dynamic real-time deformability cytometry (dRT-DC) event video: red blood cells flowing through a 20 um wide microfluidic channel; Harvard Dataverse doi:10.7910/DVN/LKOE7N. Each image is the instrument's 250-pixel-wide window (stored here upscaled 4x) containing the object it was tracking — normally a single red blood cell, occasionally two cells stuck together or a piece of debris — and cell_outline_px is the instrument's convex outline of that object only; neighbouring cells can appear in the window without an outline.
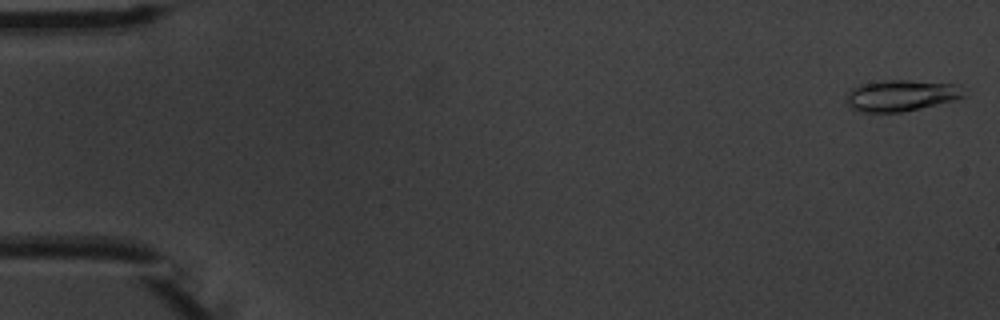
{"species": "common noctule bat (a hibernating species)", "species_latin": "Nyctalus noctula", "temperature_condition": "warm", "stored_images_in_passage": 5, "camera_frame_rate_fps": 3000, "um_per_image_px": 0.085, "animal": {"sex": "male", "body_mass_g": 20.1, "forearm_length_mm": 53.5}, "frame": {"image": 1, "passage_image": 1, "time_ms": 0.0, "image_size_px": [1000, 320], "cell_outline_px": [[964, 96], [956, 100], [920, 108], [900, 112], [860, 112], [852, 108], [848, 104], [848, 92], [852, 88], [860, 84], [884, 80], [908, 80], [960, 84]], "centroid_in_image_um": [76.61, 8.11], "position_along_channel_um": 8.4, "area_um2": 21.33}}
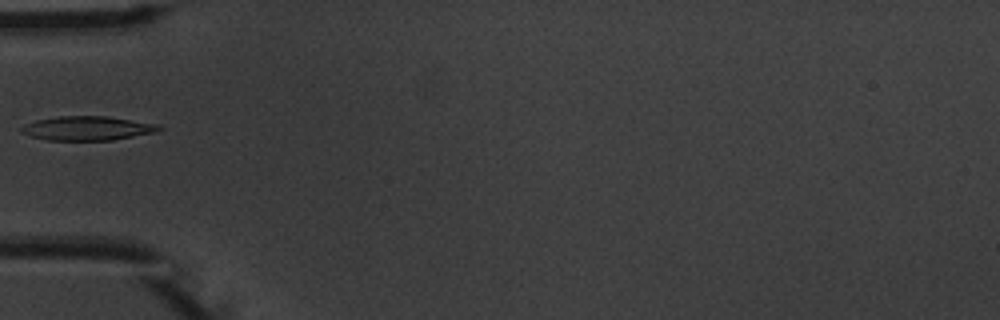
{"frame": {"image": 2, "passage_image": 5, "time_ms": 5.667, "image_size_px": [1000, 320], "cell_outline_px": [[164, 128], [156, 132], [112, 140], [48, 140], [32, 136], [20, 132], [20, 128], [24, 124], [36, 120], [60, 116], [108, 116], [160, 124]], "centroid_in_image_um": [7.46, 10.89], "position_along_channel_um": 77.5, "area_um2": 19.42}}